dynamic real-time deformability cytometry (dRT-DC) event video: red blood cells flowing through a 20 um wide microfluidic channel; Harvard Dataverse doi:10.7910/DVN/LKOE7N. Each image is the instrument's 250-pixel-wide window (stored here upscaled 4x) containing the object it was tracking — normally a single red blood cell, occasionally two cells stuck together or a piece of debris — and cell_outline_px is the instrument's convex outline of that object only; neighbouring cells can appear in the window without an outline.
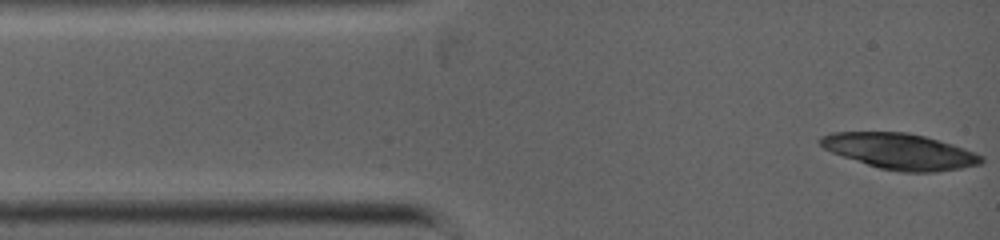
{"species": "common noctule bat (a hibernating species)", "species_latin": "Nyctalus noctula", "temperature_condition": "warm", "stored_images_in_passage": 1, "camera_frame_rate_fps": 5000, "um_per_image_px": 0.085, "animal": {"sex": "female", "body_mass_g": 19.0, "forearm_length_mm": 53.3}, "frame": {"image": 1, "passage_image": 1, "time_ms": 0.0, "image_size_px": [1000, 240], "cell_outline_px": [[984, 160], [980, 164], [960, 168], [936, 172], [900, 172], [880, 168], [832, 152], [824, 148], [816, 140], [820, 136], [832, 132], [908, 132], [940, 140], [976, 152], [984, 156]], "centroid_in_image_um": [76.51, 12.85], "position_along_channel_um": 8.5, "area_um2": 33.52}}